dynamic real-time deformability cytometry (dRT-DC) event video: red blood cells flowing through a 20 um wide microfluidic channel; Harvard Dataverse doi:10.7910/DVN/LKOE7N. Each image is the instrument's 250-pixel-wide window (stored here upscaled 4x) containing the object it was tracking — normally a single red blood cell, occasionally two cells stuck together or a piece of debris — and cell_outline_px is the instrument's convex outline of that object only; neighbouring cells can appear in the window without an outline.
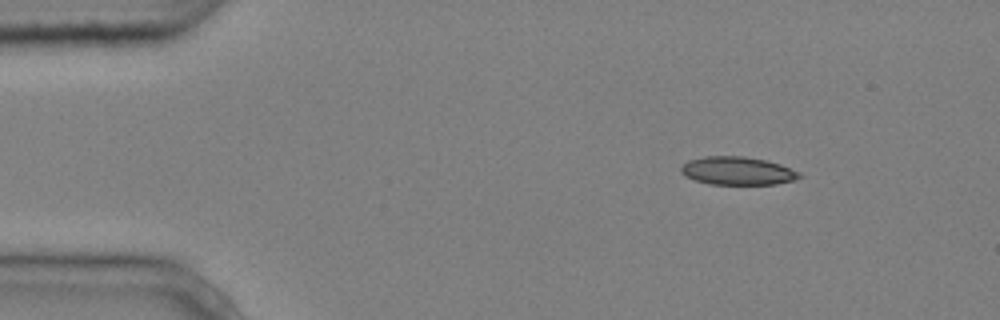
{"species": "common noctule bat (a hibernating species)", "species_latin": "Nyctalus noctula", "temperature_condition": "cold", "stored_images_in_passage": 3, "camera_frame_rate_fps": 3000, "um_per_image_px": 0.085, "animal": {"sex": "male", "body_mass_g": 20.4}, "frame": {"image": 1, "passage_image": 1, "time_ms": 0.0, "image_size_px": [1000, 320], "cell_outline_px": [[804, 176], [796, 180], [776, 184], [708, 184], [684, 176], [680, 172], [680, 168], [688, 160], [704, 156], [744, 156], [768, 160], [780, 164], [800, 172]], "centroid_in_image_um": [62.71, 14.52], "position_along_channel_um": 22.3, "area_um2": 19.65}}
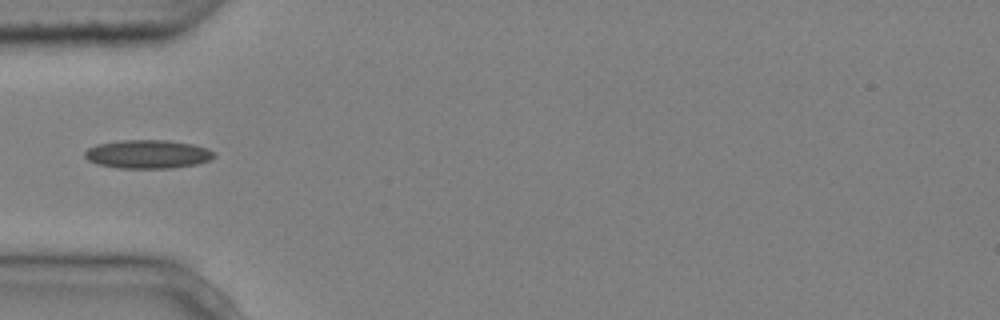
{"frame": {"image": 2, "passage_image": 3, "time_ms": 0.667, "image_size_px": [1000, 320], "cell_outline_px": [[216, 156], [208, 160], [196, 164], [172, 168], [120, 168], [96, 164], [88, 160], [84, 156], [84, 152], [88, 148], [96, 144], [120, 140], [168, 140], [192, 144], [208, 148], [216, 152]], "centroid_in_image_um": [12.55, 13.1], "position_along_channel_um": 72.4, "area_um2": 21.68}}